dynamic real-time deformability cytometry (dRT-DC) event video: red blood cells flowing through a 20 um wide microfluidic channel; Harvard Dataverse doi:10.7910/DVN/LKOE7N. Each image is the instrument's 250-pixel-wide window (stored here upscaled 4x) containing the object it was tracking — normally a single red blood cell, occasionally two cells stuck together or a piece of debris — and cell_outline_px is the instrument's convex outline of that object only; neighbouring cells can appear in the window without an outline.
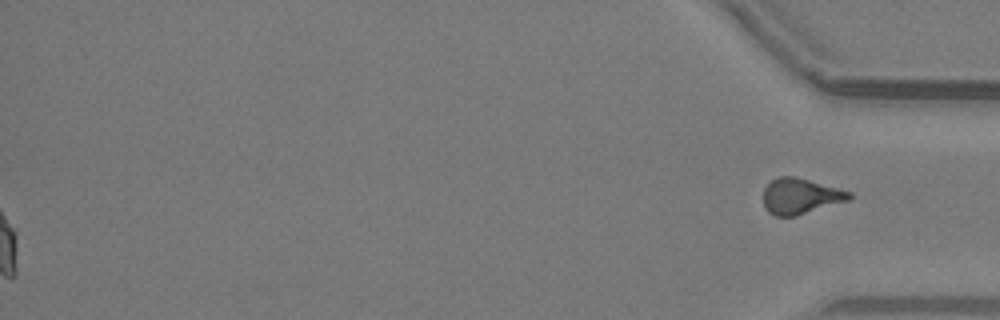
{"species": "common noctule bat (a hibernating species)", "species_latin": "Nyctalus noctula", "temperature_condition": "warm", "stored_images_in_passage": 41, "segment_of_instrument_passage": [2, 2], "camera_frame_rate_fps": 3000, "um_per_image_px": 0.085, "animal": {"sex": "male", "body_mass_g": 19.2, "forearm_length_mm": 51.8}, "frame": {"image": 1, "passage_image": 41, "time_ms": 13.333, "image_size_px": [1000, 320], "cell_outline_px": [[852, 196], [848, 200], [796, 216], [776, 216], [768, 212], [764, 208], [764, 188], [772, 180], [780, 176], [796, 176], [852, 192]], "centroid_in_image_um": [68.02, 16.67], "position_along_channel_um": 367.2, "area_um2": 17.8}}